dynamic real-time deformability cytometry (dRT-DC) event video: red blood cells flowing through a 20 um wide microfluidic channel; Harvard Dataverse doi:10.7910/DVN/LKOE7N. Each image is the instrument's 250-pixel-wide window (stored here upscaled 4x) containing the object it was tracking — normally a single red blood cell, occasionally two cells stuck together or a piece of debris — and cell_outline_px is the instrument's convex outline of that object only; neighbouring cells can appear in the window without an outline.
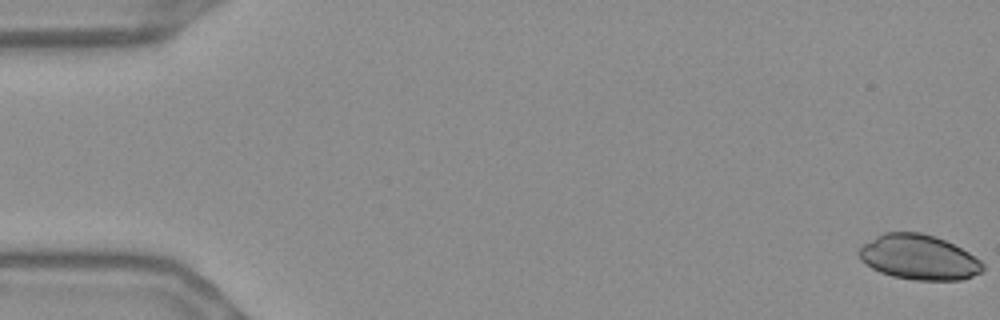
{"species": "Egyptian fruit bat (a non-hibernating species)", "species_latin": "Rousettus aegyptiacus", "temperature_condition": "warm", "stored_images_in_passage": 56, "camera_frame_rate_fps": 3000, "um_per_image_px": 0.085, "frame": {"image": 1, "passage_image": 1, "time_ms": 0.0, "image_size_px": [1000, 320], "cell_outline_px": [[984, 268], [980, 272], [972, 276], [960, 280], [912, 280], [892, 276], [880, 272], [872, 268], [860, 260], [856, 252], [864, 244], [876, 236], [884, 232], [920, 232], [944, 240], [968, 252], [980, 260], [984, 264]], "centroid_in_image_um": [78.07, 21.87], "position_along_channel_um": 6.9, "area_um2": 32.31}}